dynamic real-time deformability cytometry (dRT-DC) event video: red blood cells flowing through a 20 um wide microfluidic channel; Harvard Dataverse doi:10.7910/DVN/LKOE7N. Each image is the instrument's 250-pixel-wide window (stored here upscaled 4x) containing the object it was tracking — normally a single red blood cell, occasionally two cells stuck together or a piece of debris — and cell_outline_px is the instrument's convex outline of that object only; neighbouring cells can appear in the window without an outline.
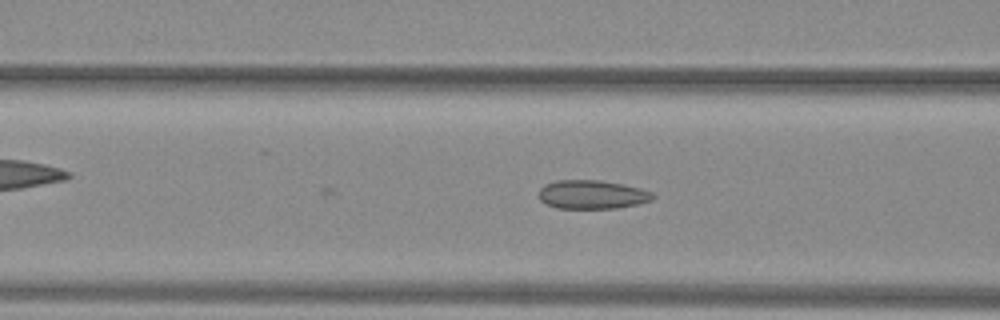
{"species": "common noctule bat (a hibernating species)", "species_latin": "Nyctalus noctula", "temperature_condition": "warm", "stored_images_in_passage": 20, "camera_frame_rate_fps": 3000, "um_per_image_px": 0.085, "animal": {"sex": "female", "body_mass_g": 29.2, "forearm_length_mm": 56.3}, "frame": {"image": 1, "passage_image": 20, "time_ms": 6.333, "image_size_px": [1000, 320], "cell_outline_px": [[656, 196], [652, 200], [636, 204], [616, 208], [556, 208], [540, 200], [540, 188], [544, 184], [556, 180], [600, 180], [624, 184], [640, 188], [652, 192]], "centroid_in_image_um": [50.34, 16.52], "position_along_channel_um": 116.3, "area_um2": 19.07}}